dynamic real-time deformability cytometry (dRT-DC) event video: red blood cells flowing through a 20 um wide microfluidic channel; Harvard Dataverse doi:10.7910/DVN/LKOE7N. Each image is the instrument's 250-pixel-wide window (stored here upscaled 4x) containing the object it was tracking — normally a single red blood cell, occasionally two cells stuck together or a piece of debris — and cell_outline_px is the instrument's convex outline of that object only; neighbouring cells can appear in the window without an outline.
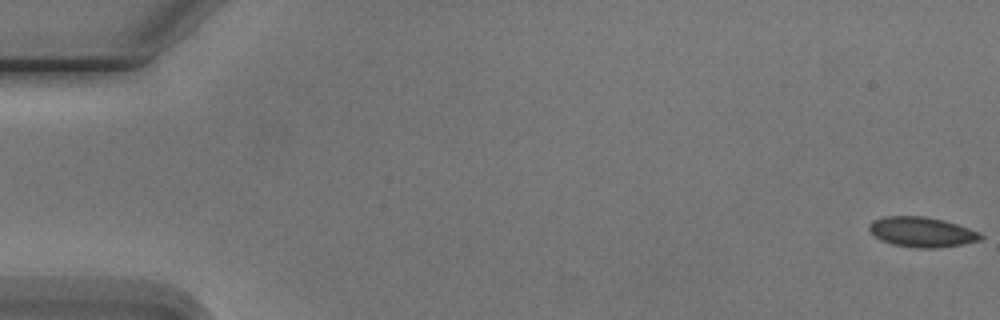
{"species": "Egyptian fruit bat (a non-hibernating species)", "species_latin": "Rousettus aegyptiacus", "temperature_condition": "cold", "stored_images_in_passage": 6, "camera_frame_rate_fps": 3000, "um_per_image_px": 0.085, "animal": {"sex": "male"}, "frame": {"image": 1, "passage_image": 1, "time_ms": 0.0, "image_size_px": [1000, 320], "cell_outline_px": [[984, 236], [980, 240], [960, 244], [936, 248], [920, 248], [892, 244], [876, 236], [868, 228], [868, 224], [872, 220], [884, 216], [924, 216], [944, 220], [980, 232]], "centroid_in_image_um": [78.35, 19.7], "position_along_channel_um": 6.6, "area_um2": 19.31}}